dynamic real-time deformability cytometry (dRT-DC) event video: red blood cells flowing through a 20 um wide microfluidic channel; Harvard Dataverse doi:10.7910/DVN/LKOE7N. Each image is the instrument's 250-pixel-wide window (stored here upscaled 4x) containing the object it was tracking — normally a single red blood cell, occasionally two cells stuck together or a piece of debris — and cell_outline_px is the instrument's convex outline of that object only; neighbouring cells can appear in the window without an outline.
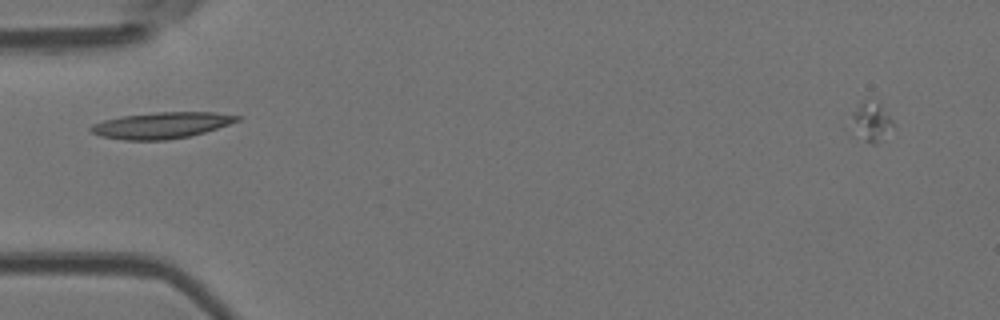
{"species": "Egyptian fruit bat (a non-hibernating species)", "species_latin": "Rousettus aegyptiacus", "temperature_condition": "room temperature", "stored_images_in_passage": 8, "segment_of_instrument_passage": [2, 2], "camera_frame_rate_fps": 3000, "um_per_image_px": 0.085, "animal": {"sex": "female"}, "frame": {"image": 1, "passage_image": 3, "time_ms": 0.667, "image_size_px": [1000, 320], "cell_outline_px": [[240, 120], [204, 132], [188, 136], [164, 140], [124, 140], [100, 136], [92, 132], [88, 128], [92, 124], [104, 120], [124, 116], [156, 112], [216, 112], [240, 116]], "centroid_in_image_um": [13.7, 10.65], "position_along_channel_um": 71.3, "area_um2": 22.14}}
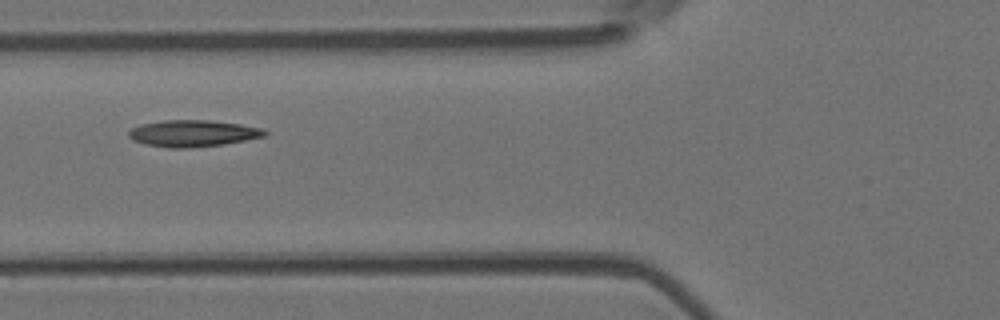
{"frame": {"image": 2, "passage_image": 6, "time_ms": 1.667, "image_size_px": [1000, 320], "cell_outline_px": [[268, 136], [224, 144], [188, 148], [168, 148], [144, 144], [132, 140], [128, 136], [128, 132], [132, 128], [140, 124], [164, 120], [208, 120], [240, 124], [260, 128], [268, 132]], "centroid_in_image_um": [16.38, 11.34], "position_along_channel_um": 109.4, "area_um2": 21.21}}